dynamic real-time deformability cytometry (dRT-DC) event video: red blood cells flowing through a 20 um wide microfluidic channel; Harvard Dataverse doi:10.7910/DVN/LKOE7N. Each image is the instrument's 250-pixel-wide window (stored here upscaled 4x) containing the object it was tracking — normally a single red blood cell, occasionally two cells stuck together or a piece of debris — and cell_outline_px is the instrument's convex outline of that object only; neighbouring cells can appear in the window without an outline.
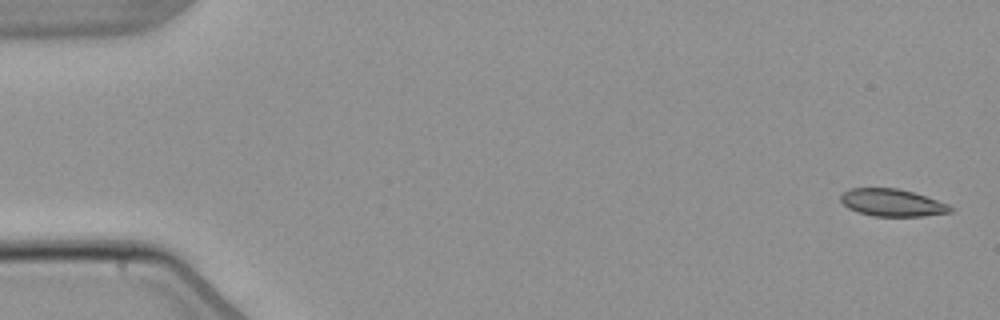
{"species": "common noctule bat (a hibernating species)", "species_latin": "Nyctalus noctula", "temperature_condition": "warm", "stored_images_in_passage": 6, "segment_of_instrument_passage": [1, 2], "camera_frame_rate_fps": 3000, "um_per_image_px": 0.085, "animal": {"sex": "male", "body_mass_g": 21.5, "forearm_length_mm": 52.0}, "frame": {"image": 1, "passage_image": 1, "time_ms": 0.0, "image_size_px": [1000, 320], "cell_outline_px": [[952, 212], [924, 216], [872, 216], [856, 212], [848, 208], [840, 200], [840, 196], [848, 188], [896, 188], [912, 192], [948, 204], [952, 208]], "centroid_in_image_um": [75.79, 17.23], "position_along_channel_um": 9.2, "area_um2": 17.4}}